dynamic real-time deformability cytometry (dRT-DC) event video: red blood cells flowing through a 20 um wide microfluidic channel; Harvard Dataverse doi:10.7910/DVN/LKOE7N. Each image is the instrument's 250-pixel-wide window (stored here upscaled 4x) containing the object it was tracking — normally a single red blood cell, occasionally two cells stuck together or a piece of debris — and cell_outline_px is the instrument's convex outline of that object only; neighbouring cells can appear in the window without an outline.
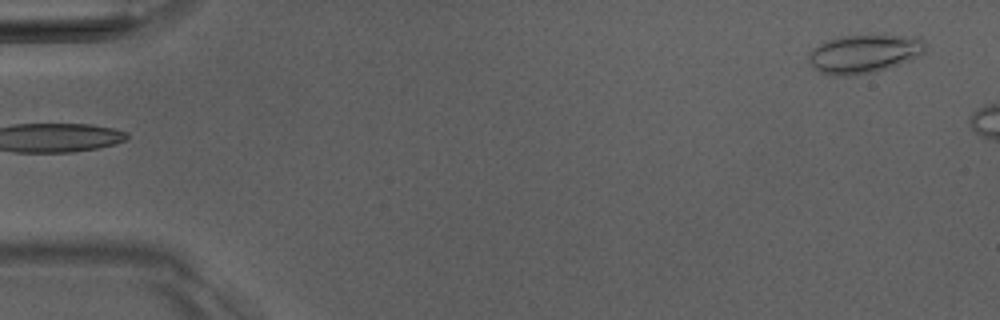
{"species": "Egyptian fruit bat (a non-hibernating species)", "species_latin": "Rousettus aegyptiacus", "temperature_condition": "room temperature", "stored_images_in_passage": 3, "camera_frame_rate_fps": 3000, "um_per_image_px": 0.085, "animal": {"sex": "male"}, "frame": {"image": 1, "passage_image": 3, "time_ms": 2.333, "image_size_px": [1000, 320], "cell_outline_px": [[928, 48], [924, 52], [908, 60], [876, 72], [852, 76], [832, 76], [820, 72], [808, 60], [808, 56], [812, 48], [824, 40], [840, 36], [872, 32], [884, 32], [920, 36], [928, 44]], "centroid_in_image_um": [73.5, 4.49], "position_along_channel_um": 11.5, "area_um2": 27.63}}